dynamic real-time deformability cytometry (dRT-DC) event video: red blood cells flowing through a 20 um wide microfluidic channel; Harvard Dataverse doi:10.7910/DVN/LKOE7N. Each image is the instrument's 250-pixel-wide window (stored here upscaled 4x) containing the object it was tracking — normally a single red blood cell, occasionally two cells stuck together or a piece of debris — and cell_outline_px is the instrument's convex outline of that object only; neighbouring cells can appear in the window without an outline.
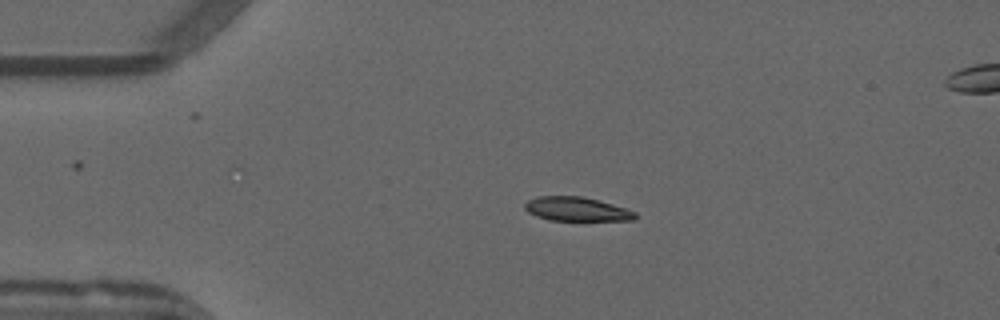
{"species": "common noctule bat (a hibernating species)", "species_latin": "Nyctalus noctula", "temperature_condition": "warm", "stored_images_in_passage": 53, "segment_of_instrument_passage": [1, 2], "camera_frame_rate_fps": 3000, "um_per_image_px": 0.085, "animal": {"sex": "male", "forearm_length_mm": 52.5}, "frame": {"image": 1, "passage_image": 11, "time_ms": 3.333, "image_size_px": [1000, 320], "cell_outline_px": [[636, 216], [632, 220], [548, 220], [536, 216], [528, 212], [524, 208], [524, 204], [528, 200], [536, 196], [580, 196], [600, 200], [636, 212]], "centroid_in_image_um": [48.96, 17.76], "position_along_channel_um": 36.0, "area_um2": 15.37}}
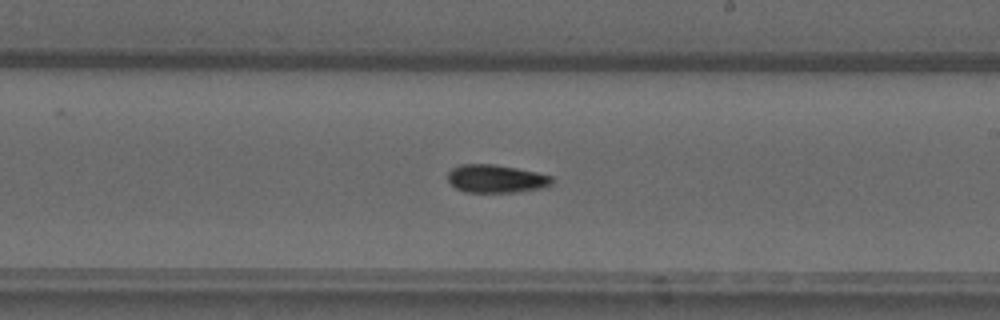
{"frame": {"image": 2, "passage_image": 30, "time_ms": 9.667, "image_size_px": [1000, 320], "cell_outline_px": [[552, 184], [544, 188], [516, 192], [464, 192], [456, 188], [448, 180], [448, 172], [452, 168], [460, 164], [496, 164], [536, 172], [552, 176]], "centroid_in_image_um": [42.17, 15.19], "position_along_channel_um": 246.8, "area_um2": 17.11}}
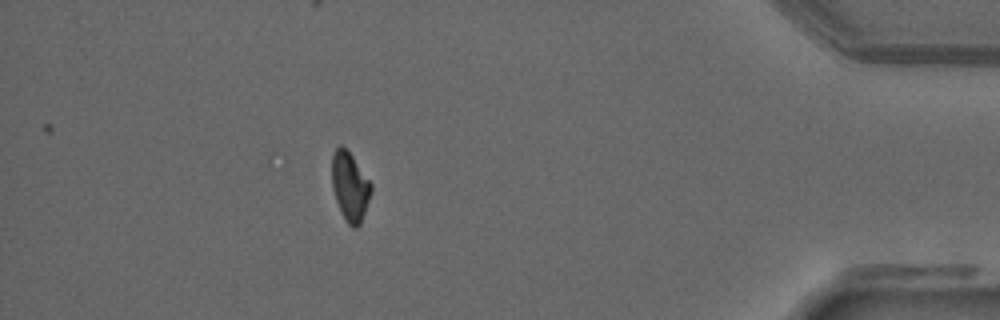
{"frame": {"image": 3, "passage_image": 46, "time_ms": 15.0, "image_size_px": [1000, 320], "cell_outline_px": [[372, 188], [360, 224], [356, 228], [352, 228], [344, 220], [340, 212], [332, 188], [332, 152], [340, 144], [352, 156], [372, 184]], "centroid_in_image_um": [29.72, 15.87], "position_along_channel_um": 405.5, "area_um2": 15.61}}